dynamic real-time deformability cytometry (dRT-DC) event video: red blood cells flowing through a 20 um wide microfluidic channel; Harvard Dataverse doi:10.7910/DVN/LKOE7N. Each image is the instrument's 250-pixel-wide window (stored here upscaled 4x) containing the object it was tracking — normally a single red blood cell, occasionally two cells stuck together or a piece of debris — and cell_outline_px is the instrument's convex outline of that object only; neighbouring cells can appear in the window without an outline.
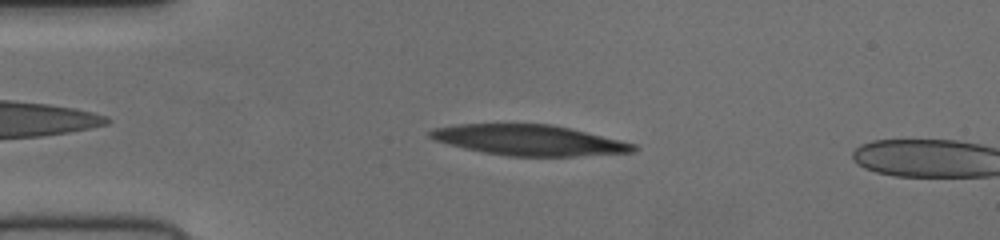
{"species": "human", "species_latin": "Homo sapiens", "temperature_condition": "cold", "stored_images_in_passage": 9, "camera_frame_rate_fps": 3000, "um_per_image_px": 0.085, "donor": {"sex": "female"}, "frame": {"image": 1, "passage_image": 7, "time_ms": 2.0, "image_size_px": [1000, 240], "cell_outline_px": [[636, 148], [632, 152], [572, 156], [508, 156], [484, 152], [464, 148], [436, 140], [428, 136], [428, 132], [432, 128], [460, 124], [548, 124], [568, 128], [636, 144]], "centroid_in_image_um": [44.92, 11.91], "position_along_channel_um": 40.1, "area_um2": 35.6}}